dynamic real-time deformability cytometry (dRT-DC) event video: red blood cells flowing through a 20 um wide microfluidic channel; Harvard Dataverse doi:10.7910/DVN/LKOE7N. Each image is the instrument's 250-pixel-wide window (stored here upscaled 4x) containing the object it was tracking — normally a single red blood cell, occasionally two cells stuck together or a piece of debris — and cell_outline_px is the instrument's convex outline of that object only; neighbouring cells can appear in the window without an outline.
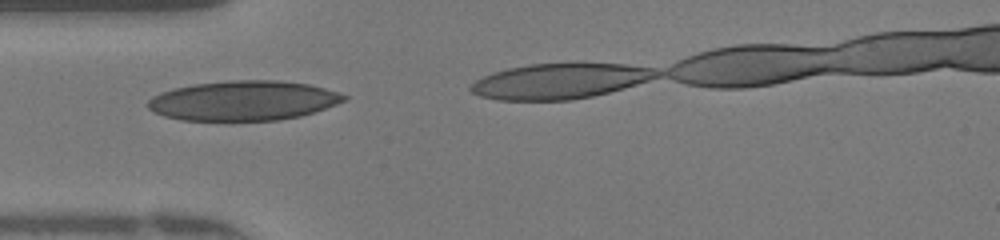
{"species": "human", "species_latin": "Homo sapiens", "temperature_condition": "warm", "stored_images_in_passage": 9, "camera_frame_rate_fps": 3000, "um_per_image_px": 0.085, "donor": {"sex": "female"}, "frame": {"image": 1, "passage_image": 3, "time_ms": 0.667, "image_size_px": [1000, 240], "cell_outline_px": [[348, 100], [300, 116], [280, 120], [180, 120], [164, 116], [148, 108], [148, 100], [152, 96], [160, 92], [172, 88], [192, 84], [232, 80], [276, 80], [308, 84], [340, 92], [348, 96]], "centroid_in_image_um": [20.68, 8.54], "position_along_channel_um": 64.3, "area_um2": 45.43}}
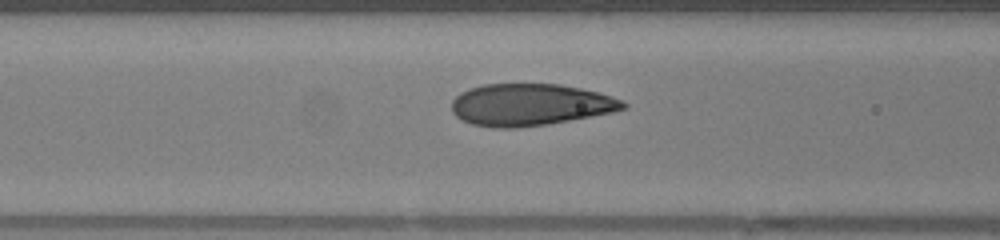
{"frame": {"image": 2, "passage_image": 7, "time_ms": 2.0, "image_size_px": [1000, 240], "cell_outline_px": [[628, 108], [612, 112], [548, 124], [516, 128], [492, 128], [472, 124], [456, 116], [452, 112], [452, 100], [460, 92], [468, 88], [484, 84], [560, 84], [580, 88], [612, 96], [624, 100], [628, 104]], "centroid_in_image_um": [45.06, 8.9], "position_along_channel_um": 121.5, "area_um2": 42.02}}